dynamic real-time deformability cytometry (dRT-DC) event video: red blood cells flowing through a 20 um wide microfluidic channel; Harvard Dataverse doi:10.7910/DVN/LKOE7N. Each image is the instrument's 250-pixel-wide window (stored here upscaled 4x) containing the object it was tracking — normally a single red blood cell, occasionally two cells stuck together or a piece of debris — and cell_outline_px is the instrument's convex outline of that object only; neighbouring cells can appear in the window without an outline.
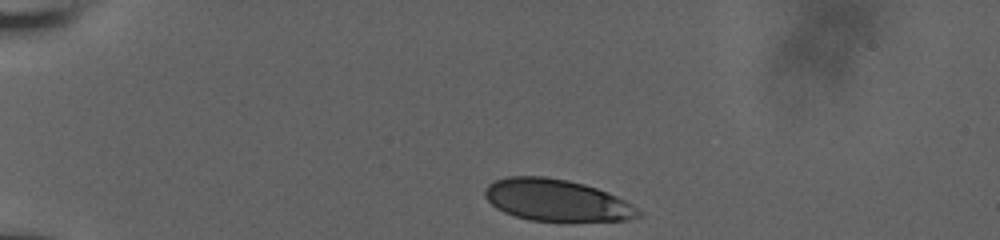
{"species": "human", "species_latin": "Homo sapiens", "temperature_condition": "room temperature", "stored_images_in_passage": 35, "camera_frame_rate_fps": 3000, "um_per_image_px": 0.085, "donor": {"sex": "male"}, "frame": {"image": 1, "passage_image": 1, "time_ms": 0.0, "image_size_px": [1000, 240], "cell_outline_px": [[644, 212], [640, 216], [628, 220], [528, 220], [504, 212], [496, 208], [484, 196], [484, 192], [488, 184], [496, 180], [508, 176], [544, 176], [568, 180], [584, 184], [608, 192], [624, 200]], "centroid_in_image_um": [47.3, 17.0], "position_along_channel_um": 37.7, "area_um2": 37.05}}
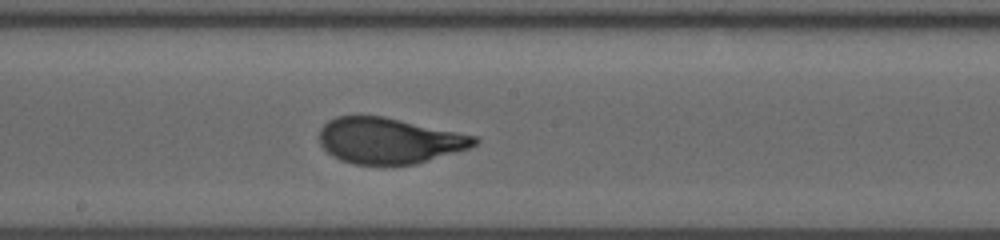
{"frame": {"image": 2, "passage_image": 20, "time_ms": 6.333, "image_size_px": [1000, 240], "cell_outline_px": [[480, 140], [476, 144], [468, 148], [412, 164], [352, 164], [340, 160], [332, 156], [320, 144], [320, 128], [328, 120], [336, 116], [384, 116], [476, 136]], "centroid_in_image_um": [33.03, 11.94], "position_along_channel_um": 215.2, "area_um2": 40.98}}
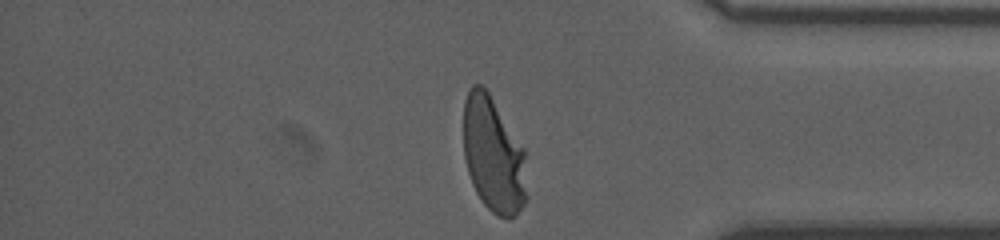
{"frame": {"image": 3, "passage_image": 35, "time_ms": 11.333, "image_size_px": [1000, 240], "cell_outline_px": [[528, 200], [516, 216], [496, 216], [484, 204], [476, 192], [472, 184], [468, 172], [464, 156], [464, 100], [472, 84], [480, 84], [488, 92], [524, 148], [528, 196]], "centroid_in_image_um": [41.95, 13.2], "position_along_channel_um": 393.2, "area_um2": 42.77}, "authors_computed_cell_mechanics": {"area_um2": 41.3848, "velocity_mm_per_s": 3.8524, "shape_relaxation_time_tau1_ms": 4.1852, "shape_relaxation_time_tau2_ms": null, "deformation_change_tau1": 0.191, "deformation_change_tau2": null}}